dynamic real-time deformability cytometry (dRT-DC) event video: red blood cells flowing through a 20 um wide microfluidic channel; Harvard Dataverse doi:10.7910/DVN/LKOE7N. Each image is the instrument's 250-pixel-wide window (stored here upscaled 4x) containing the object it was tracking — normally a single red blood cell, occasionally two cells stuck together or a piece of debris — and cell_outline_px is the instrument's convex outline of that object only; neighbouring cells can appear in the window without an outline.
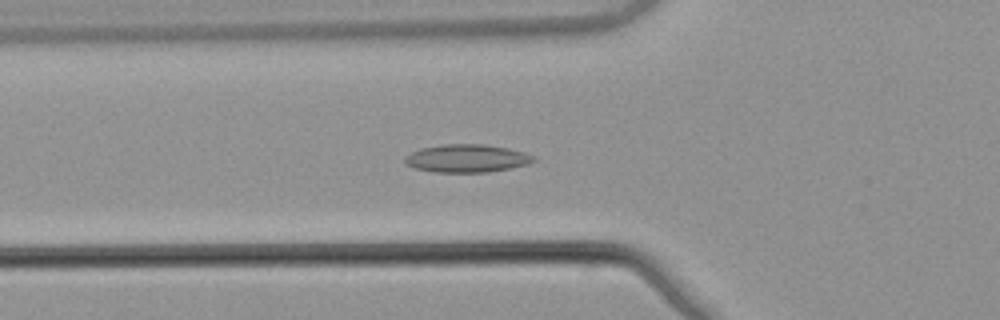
{"species": "common noctule bat (a hibernating species)", "species_latin": "Nyctalus noctula", "temperature_condition": "warm", "stored_images_in_passage": 46, "camera_frame_rate_fps": 3000, "um_per_image_px": 0.085, "animal": {"sex": "male", "body_mass_g": 21.5, "forearm_length_mm": 52.0}, "frame": {"image": 1, "passage_image": 19, "time_ms": 6.0, "image_size_px": [1000, 320], "cell_outline_px": [[536, 160], [528, 164], [488, 172], [432, 172], [416, 168], [404, 164], [404, 160], [412, 152], [420, 148], [444, 144], [484, 144], [508, 148], [524, 152], [536, 156]], "centroid_in_image_um": [39.69, 13.46], "position_along_channel_um": 86.1, "area_um2": 20.92}}
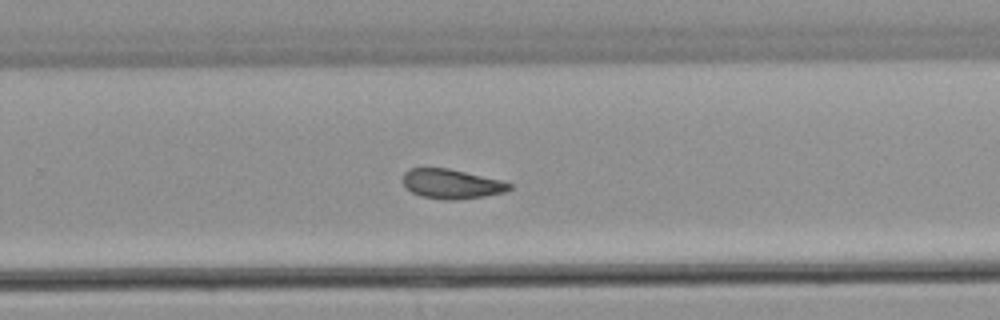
{"frame": {"image": 2, "passage_image": 35, "time_ms": 11.333, "image_size_px": [1000, 320], "cell_outline_px": [[512, 188], [504, 192], [484, 196], [456, 200], [448, 200], [420, 196], [412, 192], [404, 184], [404, 172], [408, 168], [448, 168], [500, 180], [512, 184]], "centroid_in_image_um": [38.38, 15.63], "position_along_channel_um": 291.4, "area_um2": 18.15}}
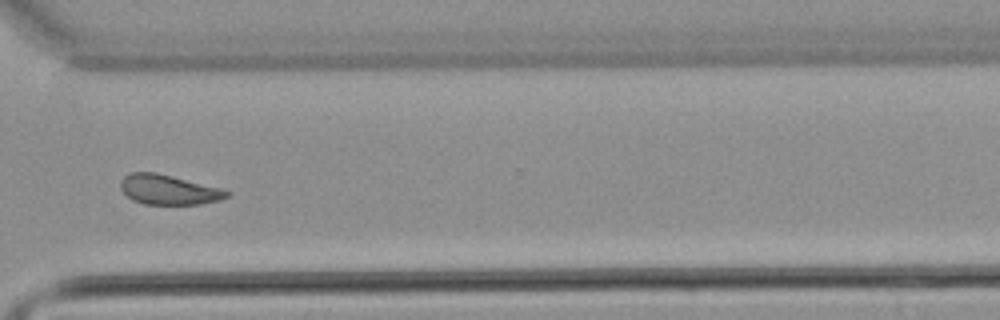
{"frame": {"image": 3, "passage_image": 40, "time_ms": 13.0, "image_size_px": [1000, 320], "cell_outline_px": [[228, 196], [220, 200], [200, 204], [144, 204], [132, 200], [120, 188], [120, 180], [124, 176], [132, 172], [156, 172], [220, 188], [228, 192]], "centroid_in_image_um": [14.29, 16.12], "position_along_channel_um": 356.3, "area_um2": 18.26}, "authors_computed_cell_mechanics": {"area_um2": 19.5075, "velocity_mm_per_s": 3.8456, "shape_relaxation_time_tau1_ms": null, "shape_relaxation_time_tau2_ms": 4.0886, "deformation_change_tau1": null, "deformation_change_tau2": 0.1076}}